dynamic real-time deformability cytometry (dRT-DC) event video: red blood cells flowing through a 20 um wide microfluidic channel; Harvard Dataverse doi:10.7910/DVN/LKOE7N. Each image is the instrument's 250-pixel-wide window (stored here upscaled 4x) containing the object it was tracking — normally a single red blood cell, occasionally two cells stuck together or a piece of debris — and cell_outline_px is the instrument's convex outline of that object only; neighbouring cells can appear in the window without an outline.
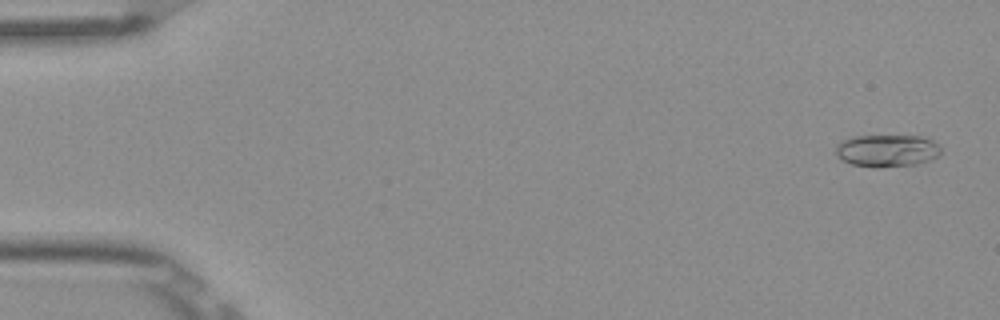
{"species": "Egyptian fruit bat (a non-hibernating species)", "species_latin": "Rousettus aegyptiacus", "temperature_condition": "room temperature", "stored_images_in_passage": 52, "camera_frame_rate_fps": 3000, "um_per_image_px": 0.085, "frame": {"image": 1, "passage_image": 2, "time_ms": 0.333, "image_size_px": [1000, 320], "cell_outline_px": [[940, 156], [916, 164], [880, 168], [876, 168], [852, 164], [840, 160], [836, 156], [836, 148], [840, 140], [852, 136], [920, 136], [932, 140], [940, 144]], "centroid_in_image_um": [75.38, 12.81], "position_along_channel_um": 9.6, "area_um2": 20.06}}
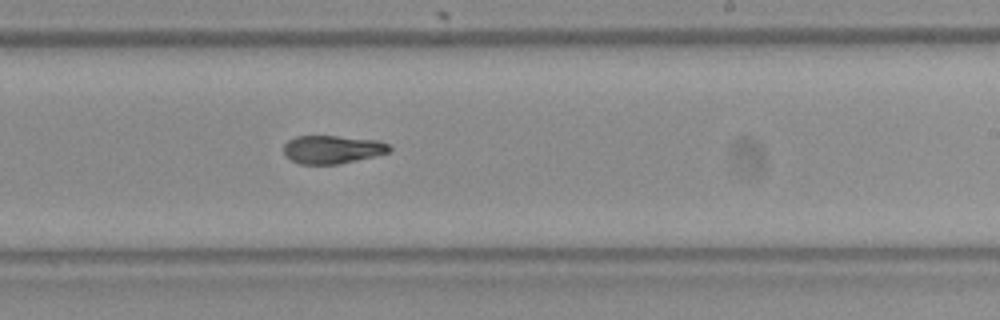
{"frame": {"image": 2, "passage_image": 32, "time_ms": 10.333, "image_size_px": [1000, 320], "cell_outline_px": [[392, 148], [388, 152], [376, 156], [336, 164], [300, 164], [284, 156], [284, 144], [288, 140], [296, 136], [336, 136], [380, 140], [388, 144]], "centroid_in_image_um": [28.24, 12.7], "position_along_channel_um": 260.8, "area_um2": 17.4}}
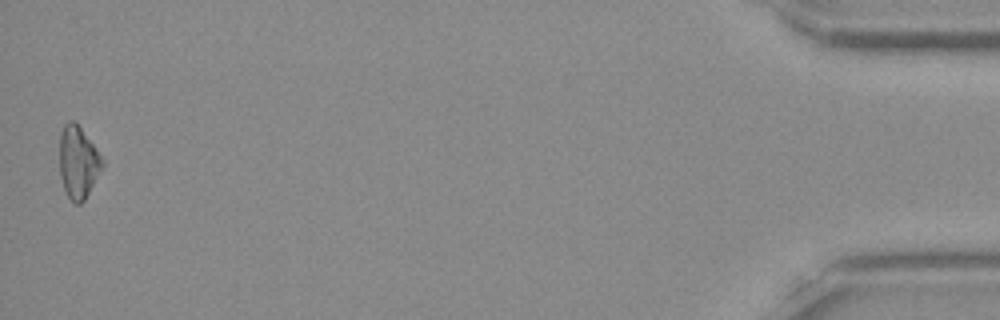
{"frame": {"image": 3, "passage_image": 52, "time_ms": 17.0, "image_size_px": [1000, 320], "cell_outline_px": [[104, 164], [84, 200], [80, 204], [76, 204], [68, 196], [64, 188], [60, 176], [60, 132], [64, 124], [68, 120], [72, 120], [80, 128], [104, 160]], "centroid_in_image_um": [6.62, 13.79], "position_along_channel_um": 428.6, "area_um2": 17.57}, "authors_computed_cell_mechanics": {"area_um2": 18.3804, "velocity_mm_per_s": 3.8852, "shape_relaxation_time_tau1_ms": 5.911, "shape_relaxation_time_tau2_ms": 2.1021, "deformation_change_tau1": 0.1743, "deformation_change_tau2": 0.0841}}